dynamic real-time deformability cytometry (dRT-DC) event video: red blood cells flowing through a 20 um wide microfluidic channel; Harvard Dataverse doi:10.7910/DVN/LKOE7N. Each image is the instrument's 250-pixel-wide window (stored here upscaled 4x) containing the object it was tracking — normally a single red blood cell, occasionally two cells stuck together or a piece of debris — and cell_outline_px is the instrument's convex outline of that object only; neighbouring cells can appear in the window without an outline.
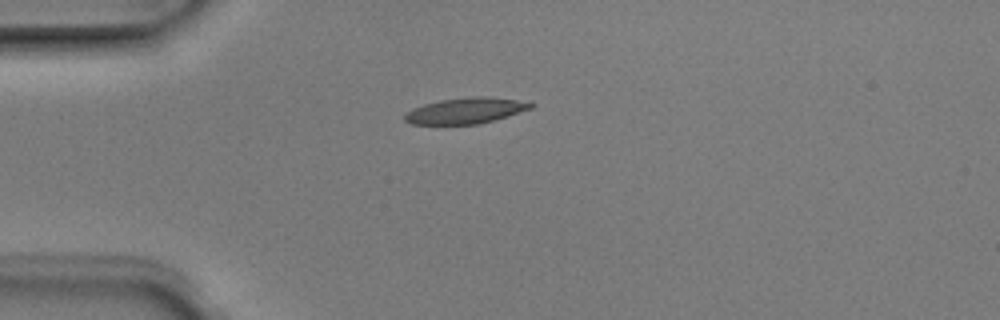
{"species": "Egyptian fruit bat (a non-hibernating species)", "species_latin": "Rousettus aegyptiacus", "temperature_condition": "room temperature", "stored_images_in_passage": 4, "camera_frame_rate_fps": 3000, "um_per_image_px": 0.085, "animal": {"sex": "male"}, "frame": {"image": 1, "passage_image": 1, "time_ms": 0.0, "image_size_px": [1000, 320], "cell_outline_px": [[536, 104], [532, 108], [480, 124], [412, 124], [404, 120], [404, 116], [412, 108], [424, 104], [440, 100], [476, 96], [484, 96], [516, 100]], "centroid_in_image_um": [39.56, 9.41], "position_along_channel_um": 45.4, "area_um2": 18.73}}
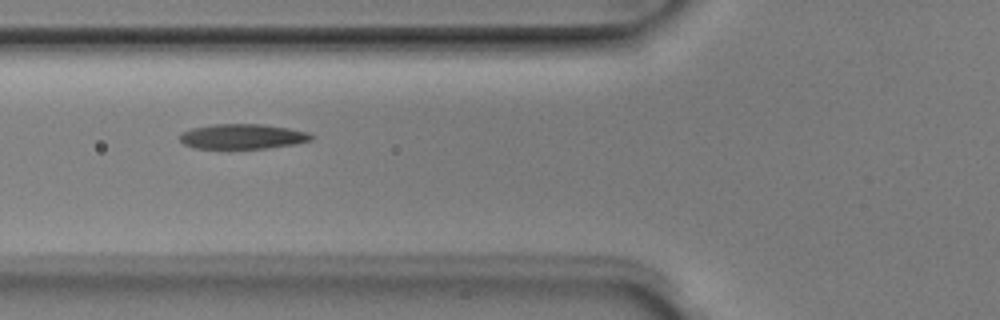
{"frame": {"image": 2, "passage_image": 3, "time_ms": 0.667, "image_size_px": [1000, 320], "cell_outline_px": [[312, 140], [296, 144], [268, 148], [192, 148], [184, 144], [180, 140], [180, 132], [192, 128], [212, 124], [264, 124], [288, 128], [308, 132], [312, 136]], "centroid_in_image_um": [20.6, 11.59], "position_along_channel_um": 105.2, "area_um2": 19.19}}
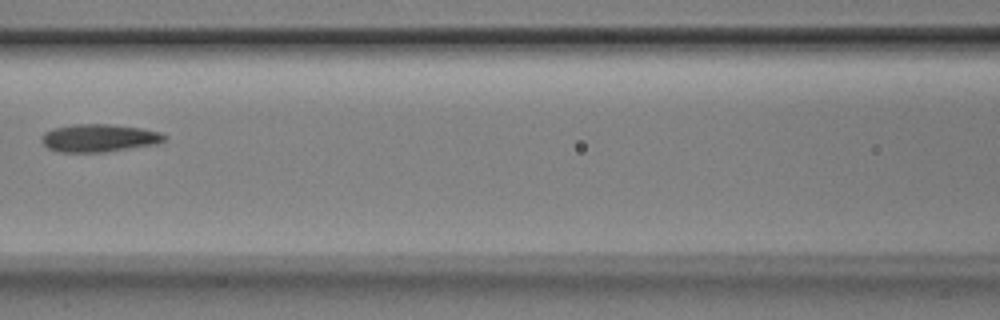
{"frame": {"image": 3, "passage_image": 4, "time_ms": 1.0, "image_size_px": [1000, 320], "cell_outline_px": [[168, 136], [164, 140], [156, 144], [104, 152], [60, 152], [48, 148], [40, 140], [44, 132], [52, 128], [72, 124], [108, 124], [140, 128], [160, 132]], "centroid_in_image_um": [8.39, 11.73], "position_along_channel_um": 158.2, "area_um2": 19.88}}